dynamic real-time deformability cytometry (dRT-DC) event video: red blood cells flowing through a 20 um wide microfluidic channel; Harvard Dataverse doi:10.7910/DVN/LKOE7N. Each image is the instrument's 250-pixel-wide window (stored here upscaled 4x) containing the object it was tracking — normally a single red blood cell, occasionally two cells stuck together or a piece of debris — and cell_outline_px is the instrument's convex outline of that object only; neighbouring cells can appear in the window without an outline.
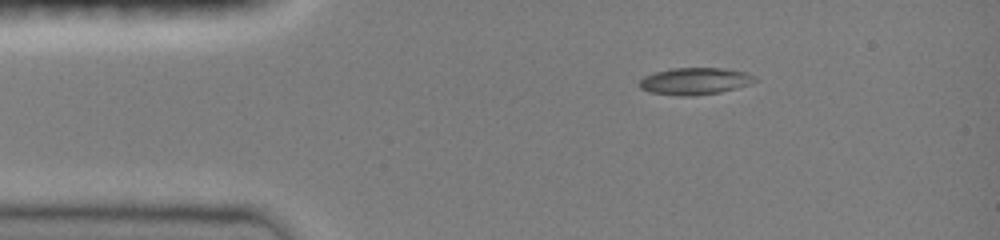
{"species": "common noctule bat (a hibernating species)", "species_latin": "Nyctalus noctula", "temperature_condition": "room temperature", "stored_images_in_passage": 6, "camera_frame_rate_fps": 3000, "um_per_image_px": 0.085, "animal": {"sex": "female", "body_mass_g": 19.0, "forearm_length_mm": 51.5}, "frame": {"image": 1, "passage_image": 1, "time_ms": 0.0, "image_size_px": [1000, 240], "cell_outline_px": [[756, 80], [748, 84], [736, 88], [720, 92], [692, 96], [680, 96], [648, 92], [640, 88], [640, 80], [644, 76], [656, 72], [672, 68], [724, 68], [748, 72], [756, 76]], "centroid_in_image_um": [59.07, 6.89], "position_along_channel_um": 25.9, "area_um2": 18.15}}
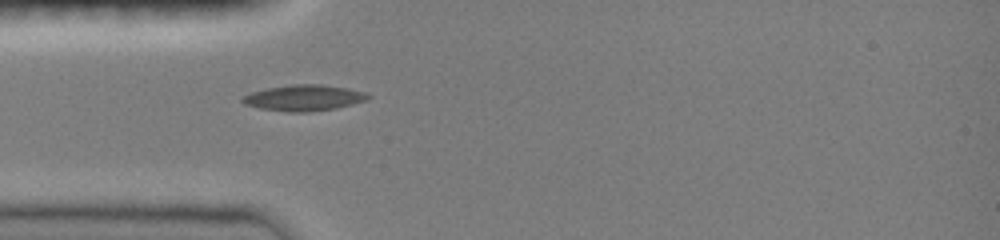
{"frame": {"image": 2, "passage_image": 4, "time_ms": 1.0, "image_size_px": [1000, 240], "cell_outline_px": [[372, 96], [368, 100], [336, 108], [308, 112], [288, 112], [260, 108], [244, 104], [240, 100], [244, 96], [252, 92], [268, 88], [292, 84], [324, 84], [348, 88], [364, 92]], "centroid_in_image_um": [25.86, 8.31], "position_along_channel_um": 59.1, "area_um2": 19.02}}
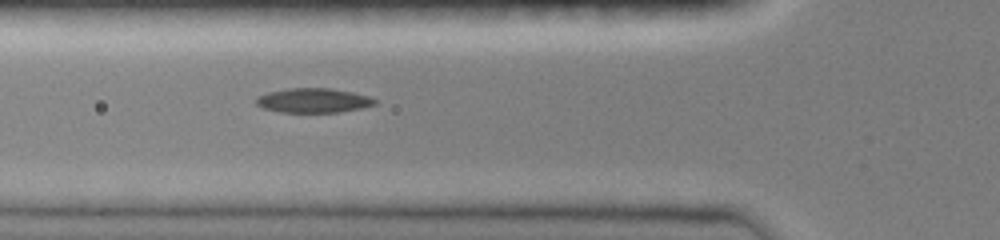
{"frame": {"image": 3, "passage_image": 6, "time_ms": 1.667, "image_size_px": [1000, 240], "cell_outline_px": [[376, 104], [360, 108], [336, 112], [280, 112], [264, 108], [256, 104], [256, 96], [268, 92], [288, 88], [332, 88], [352, 92], [368, 96], [376, 100]], "centroid_in_image_um": [26.6, 8.53], "position_along_channel_um": 99.2, "area_um2": 16.82}}